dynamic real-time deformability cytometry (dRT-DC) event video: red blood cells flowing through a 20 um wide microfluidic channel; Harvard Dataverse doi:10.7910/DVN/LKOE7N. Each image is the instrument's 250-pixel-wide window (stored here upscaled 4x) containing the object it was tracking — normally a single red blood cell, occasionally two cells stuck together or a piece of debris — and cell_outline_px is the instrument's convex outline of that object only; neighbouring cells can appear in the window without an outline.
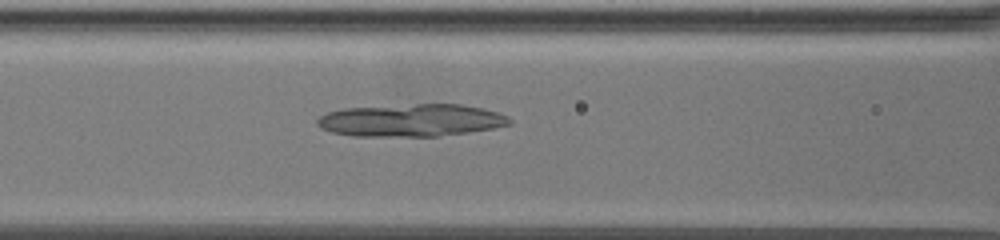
{"species": "common noctule bat (a hibernating species)", "species_latin": "Nyctalus noctula", "temperature_condition": "warm", "stored_images_in_passage": 75, "camera_frame_rate_fps": 3000, "um_per_image_px": 0.085, "animal": {"sex": "female", "body_mass_g": 19.5, "forearm_length_mm": 54.1}, "frame": {"image": 1, "passage_image": 36, "time_ms": 11.667, "image_size_px": [1000, 240], "cell_outline_px": [[512, 124], [492, 128], [468, 132], [440, 136], [352, 136], [332, 132], [320, 128], [316, 124], [316, 120], [320, 116], [328, 112], [344, 108], [416, 104], [460, 104], [484, 108], [508, 116], [512, 120]], "centroid_in_image_um": [34.95, 10.22], "position_along_channel_um": 131.7, "area_um2": 36.47}}
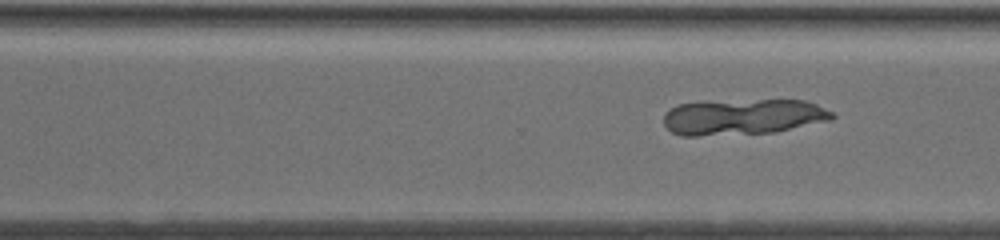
{"frame": {"image": 2, "passage_image": 54, "time_ms": 17.667, "image_size_px": [1000, 240], "cell_outline_px": [[836, 116], [832, 120], [776, 132], [696, 136], [680, 136], [672, 132], [664, 124], [664, 112], [680, 104], [760, 100], [804, 100], [816, 104], [832, 112]], "centroid_in_image_um": [63.19, 9.96], "position_along_channel_um": 307.4, "area_um2": 34.85}}
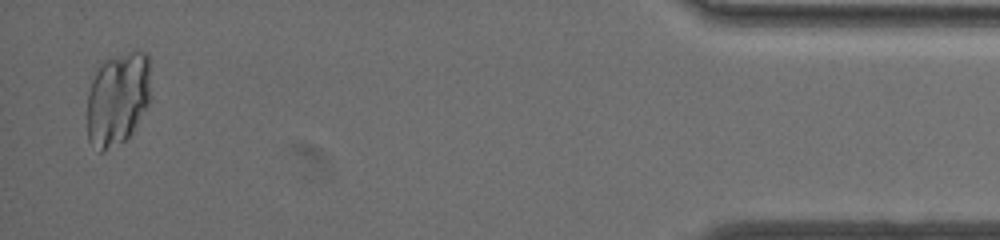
{"frame": {"image": 3, "passage_image": 73, "time_ms": 24.0, "image_size_px": [1000, 240], "cell_outline_px": [[148, 104], [132, 132], [124, 140], [104, 152], [100, 152], [88, 140], [88, 92], [96, 68], [104, 60], [132, 52], [148, 52]], "centroid_in_image_um": [9.96, 8.41], "position_along_channel_um": 425.2, "area_um2": 33.99}}